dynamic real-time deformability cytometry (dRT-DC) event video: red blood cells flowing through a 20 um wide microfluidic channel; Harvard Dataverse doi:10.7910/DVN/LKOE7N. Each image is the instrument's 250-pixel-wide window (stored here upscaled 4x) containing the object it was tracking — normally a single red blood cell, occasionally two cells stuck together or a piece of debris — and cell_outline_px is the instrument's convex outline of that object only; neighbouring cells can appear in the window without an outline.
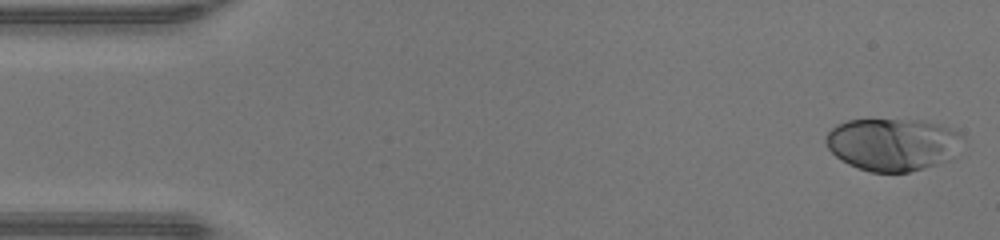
{"species": "human", "species_latin": "Homo sapiens", "temperature_condition": "warm", "stored_images_in_passage": 47, "camera_frame_rate_fps": 3000, "um_per_image_px": 0.085, "donor": {"sex": "male"}, "frame": {"image": 1, "passage_image": 1, "time_ms": 0.0, "image_size_px": [1000, 240], "cell_outline_px": [[964, 136], [956, 156], [952, 160], [924, 168], [908, 172], [872, 172], [848, 164], [836, 156], [828, 148], [824, 140], [828, 132], [836, 124], [848, 120], [924, 120], [940, 124], [960, 132]], "centroid_in_image_um": [75.93, 12.27], "position_along_channel_um": 9.1, "area_um2": 42.25}}
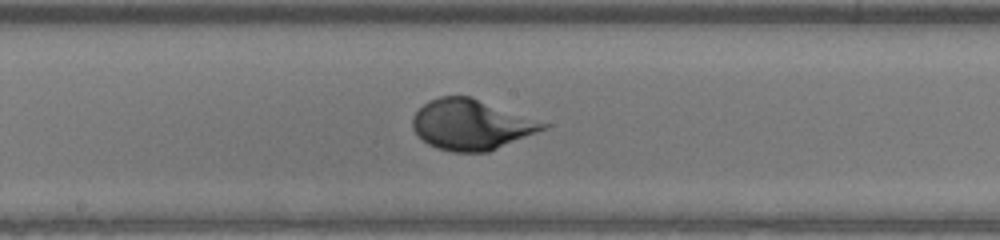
{"frame": {"image": 2, "passage_image": 24, "time_ms": 7.667, "image_size_px": [1000, 240], "cell_outline_px": [[548, 128], [488, 152], [452, 152], [436, 148], [428, 144], [412, 128], [412, 116], [428, 100], [440, 96], [472, 96], [548, 124]], "centroid_in_image_um": [40.03, 10.59], "position_along_channel_um": 208.2, "area_um2": 38.15}}
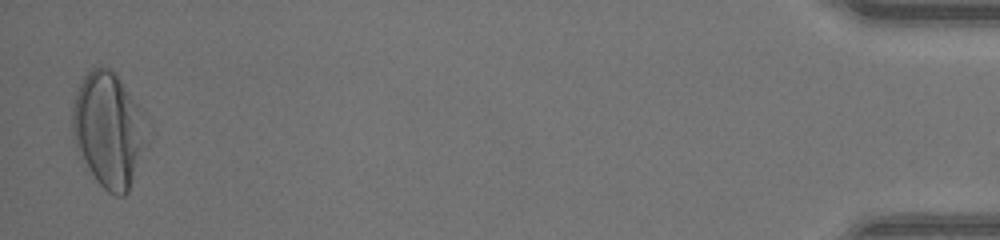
{"frame": {"image": 3, "passage_image": 46, "time_ms": 15.0, "image_size_px": [1000, 240], "cell_outline_px": [[144, 112], [140, 144], [128, 192], [124, 196], [116, 196], [108, 192], [96, 180], [80, 156], [72, 136], [72, 104], [76, 92], [84, 76], [92, 68], [100, 64], [112, 68], [116, 72]], "centroid_in_image_um": [9.12, 10.92], "position_along_channel_um": 426.1, "area_um2": 48.38}}